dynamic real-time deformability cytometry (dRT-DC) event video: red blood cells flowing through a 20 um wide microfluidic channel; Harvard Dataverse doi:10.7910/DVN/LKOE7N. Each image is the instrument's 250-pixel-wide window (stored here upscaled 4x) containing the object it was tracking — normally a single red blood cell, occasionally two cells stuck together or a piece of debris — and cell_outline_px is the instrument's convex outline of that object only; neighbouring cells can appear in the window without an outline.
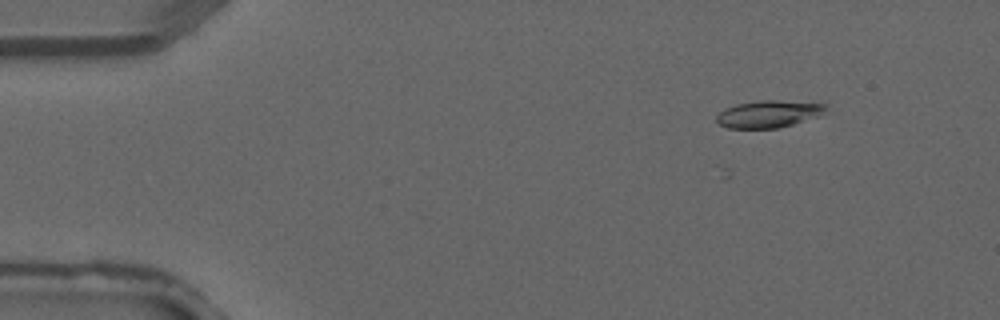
{"species": "common noctule bat (a hibernating species)", "species_latin": "Nyctalus noctula", "temperature_condition": "warm", "stored_images_in_passage": 4, "camera_frame_rate_fps": 3000, "um_per_image_px": 0.085, "animal": {"sex": "male", "forearm_length_mm": 52.5}, "frame": {"image": 1, "passage_image": 2, "time_ms": 0.333, "image_size_px": [1000, 320], "cell_outline_px": [[828, 108], [820, 116], [780, 128], [728, 128], [720, 124], [716, 120], [716, 116], [724, 108], [736, 104], [764, 100], [776, 100], [828, 104]], "centroid_in_image_um": [65.36, 9.69], "position_along_channel_um": 19.6, "area_um2": 17.34}}
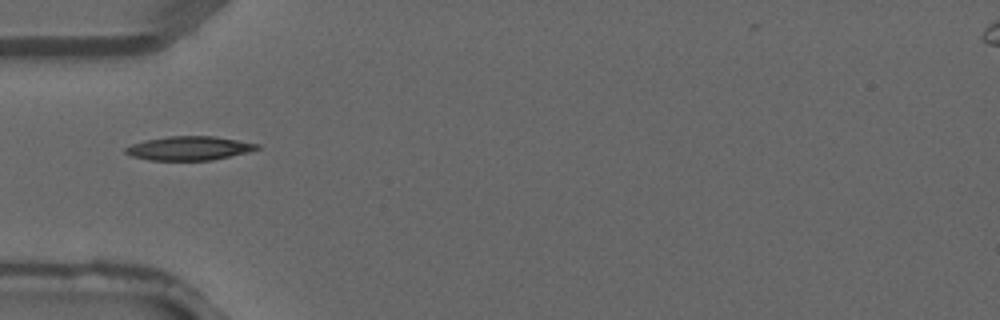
{"frame": {"image": 2, "passage_image": 4, "time_ms": 1.0, "image_size_px": [1000, 320], "cell_outline_px": [[260, 148], [248, 152], [212, 160], [148, 160], [132, 156], [124, 152], [124, 148], [132, 144], [144, 140], [168, 136], [216, 136], [260, 144]], "centroid_in_image_um": [16.07, 12.59], "position_along_channel_um": 68.9, "area_um2": 18.38}}